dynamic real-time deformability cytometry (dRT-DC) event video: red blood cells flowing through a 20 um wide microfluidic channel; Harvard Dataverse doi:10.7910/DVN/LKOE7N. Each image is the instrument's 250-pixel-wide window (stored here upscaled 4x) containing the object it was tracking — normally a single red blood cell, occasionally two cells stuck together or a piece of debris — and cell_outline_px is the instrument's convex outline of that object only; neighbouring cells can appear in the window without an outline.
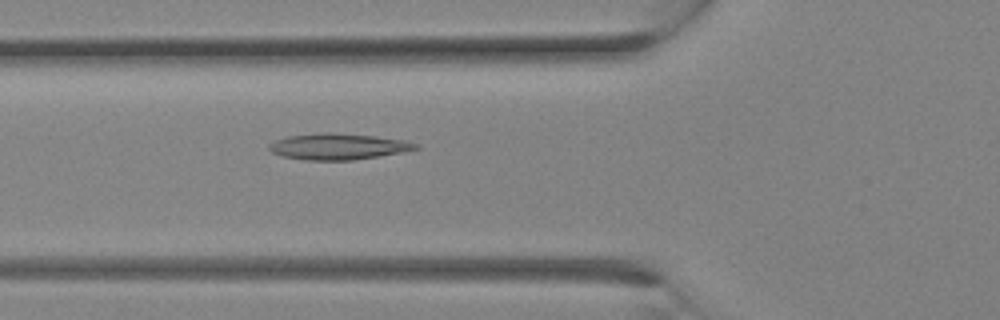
{"species": "Egyptian fruit bat (a non-hibernating species)", "species_latin": "Rousettus aegyptiacus", "temperature_condition": "room temperature", "stored_images_in_passage": 10, "camera_frame_rate_fps": 3000, "um_per_image_px": 0.085, "animal": {"sex": "female"}, "frame": {"image": 1, "passage_image": 10, "time_ms": 3.0, "image_size_px": [1000, 320], "cell_outline_px": [[420, 148], [400, 152], [352, 160], [304, 160], [280, 156], [272, 152], [268, 148], [268, 144], [276, 140], [288, 136], [328, 132], [376, 136], [408, 140], [420, 144]], "centroid_in_image_um": [28.75, 12.45], "position_along_channel_um": 97.1, "area_um2": 22.31}}